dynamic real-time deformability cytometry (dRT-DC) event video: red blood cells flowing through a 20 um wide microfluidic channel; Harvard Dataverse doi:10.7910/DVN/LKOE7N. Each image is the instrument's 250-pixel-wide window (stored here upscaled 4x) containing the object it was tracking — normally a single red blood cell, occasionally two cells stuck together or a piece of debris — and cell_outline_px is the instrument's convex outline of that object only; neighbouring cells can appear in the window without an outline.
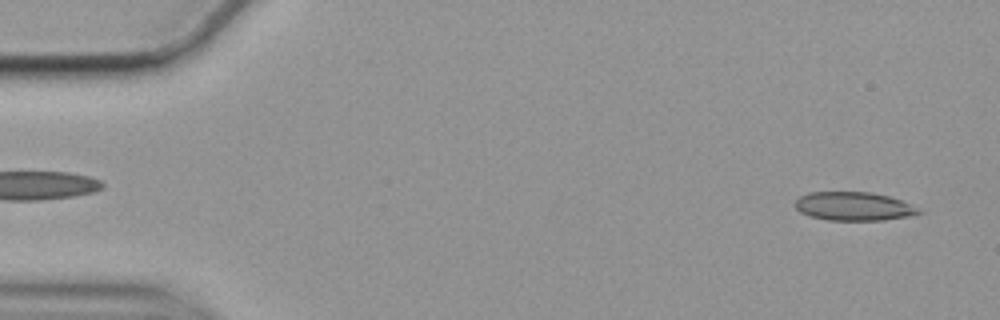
{"species": "common noctule bat (a hibernating species)", "species_latin": "Nyctalus noctula", "temperature_condition": "cold", "stored_images_in_passage": 55, "camera_frame_rate_fps": 3000, "um_per_image_px": 0.085, "animal": {"sex": "female", "body_mass_g": 19.9}, "frame": {"image": 1, "passage_image": 2, "time_ms": 0.333, "image_size_px": [1000, 320], "cell_outline_px": [[924, 212], [908, 216], [884, 220], [828, 220], [812, 216], [800, 212], [796, 208], [796, 200], [800, 196], [808, 192], [872, 192], [888, 196], [900, 200]], "centroid_in_image_um": [72.54, 17.53], "position_along_channel_um": 12.5, "area_um2": 20.35}}
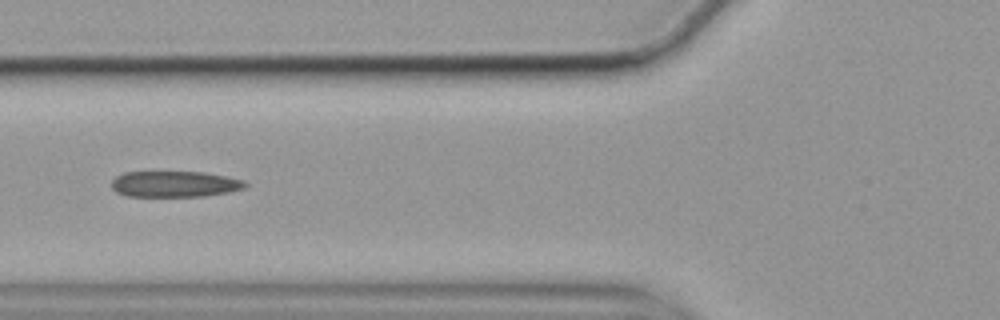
{"frame": {"image": 2, "passage_image": 20, "time_ms": 6.333, "image_size_px": [1000, 320], "cell_outline_px": [[248, 184], [244, 188], [228, 192], [204, 196], [128, 196], [116, 192], [112, 188], [112, 180], [116, 176], [124, 172], [204, 172], [244, 180]], "centroid_in_image_um": [14.84, 15.64], "position_along_channel_um": 111.0, "area_um2": 20.17}}
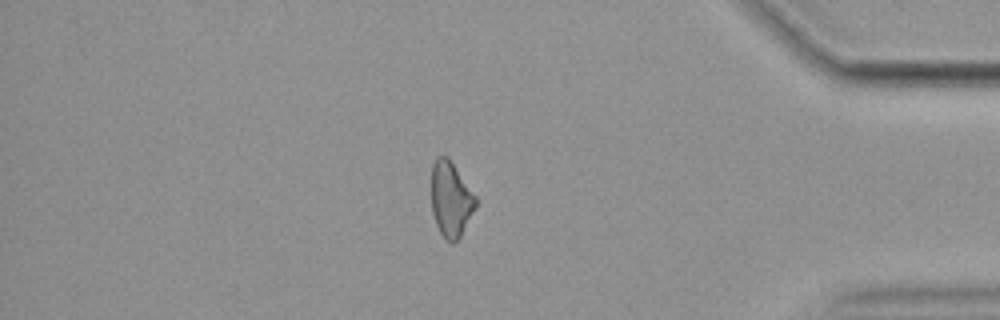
{"frame": {"image": 3, "passage_image": 47, "time_ms": 15.333, "image_size_px": [1000, 320], "cell_outline_px": [[476, 208], [460, 236], [452, 244], [448, 244], [440, 232], [436, 224], [432, 212], [432, 164], [436, 156], [448, 156], [476, 196]], "centroid_in_image_um": [38.32, 16.94], "position_along_channel_um": 396.9, "area_um2": 19.48}, "authors_computed_cell_mechanics": {"area_um2": 20.519, "velocity_mm_per_s": 3.539, "shape_relaxation_time_tau1_ms": null, "shape_relaxation_time_tau2_ms": 3.54, "deformation_change_tau1": null, "deformation_change_tau2": 0.1476}}